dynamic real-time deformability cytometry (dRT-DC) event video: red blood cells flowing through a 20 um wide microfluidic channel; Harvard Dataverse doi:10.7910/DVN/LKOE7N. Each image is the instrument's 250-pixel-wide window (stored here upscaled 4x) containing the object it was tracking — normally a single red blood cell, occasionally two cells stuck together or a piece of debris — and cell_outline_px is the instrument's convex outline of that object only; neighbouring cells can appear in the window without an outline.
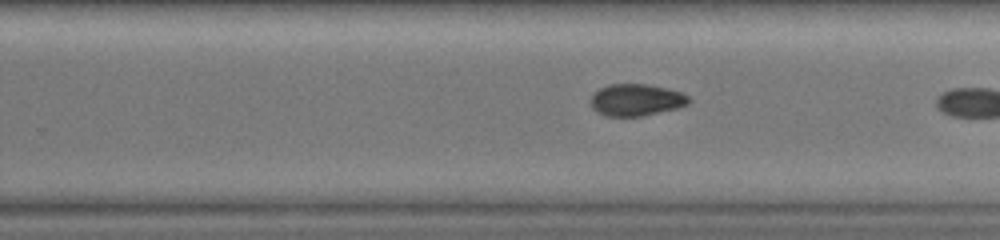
{"species": "common noctule bat (a hibernating species)", "species_latin": "Nyctalus noctula", "temperature_condition": "warm", "stored_images_in_passage": 26, "camera_frame_rate_fps": 3000, "um_per_image_px": 0.085, "animal": {"sex": "female", "body_mass_g": 19.0, "forearm_length_mm": 51.5}, "frame": {"image": 1, "passage_image": 26, "time_ms": 8.333, "image_size_px": [1000, 240], "cell_outline_px": [[692, 100], [688, 104], [676, 108], [640, 116], [604, 116], [596, 112], [592, 108], [592, 96], [600, 88], [608, 84], [648, 84], [668, 88], [684, 92]], "centroid_in_image_um": [54.11, 8.48], "position_along_channel_um": 275.7, "area_um2": 18.26}}